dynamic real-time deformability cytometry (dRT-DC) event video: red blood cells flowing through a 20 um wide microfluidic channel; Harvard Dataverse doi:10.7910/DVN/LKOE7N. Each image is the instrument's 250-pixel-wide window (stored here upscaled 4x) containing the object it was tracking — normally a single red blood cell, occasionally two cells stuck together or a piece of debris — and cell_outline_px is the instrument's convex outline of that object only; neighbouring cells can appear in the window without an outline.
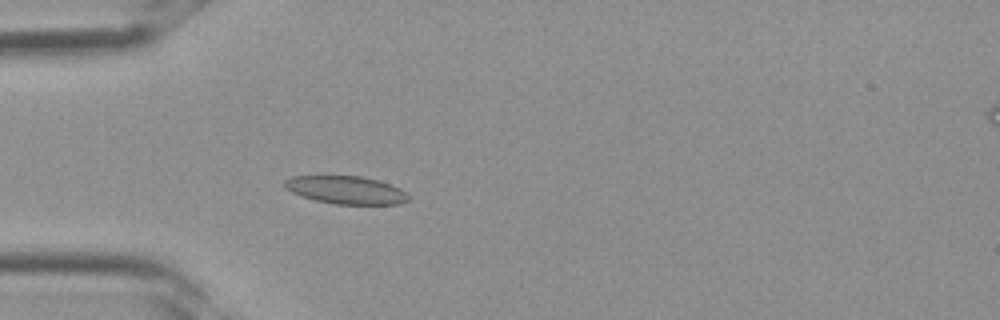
{"species": "Egyptian fruit bat (a non-hibernating species)", "species_latin": "Rousettus aegyptiacus", "temperature_condition": "room temperature", "stored_images_in_passage": 4, "camera_frame_rate_fps": 3000, "um_per_image_px": 0.085, "frame": {"image": 1, "passage_image": 4, "time_ms": 1.0, "image_size_px": [1000, 320], "cell_outline_px": [[412, 200], [400, 204], [332, 204], [300, 196], [284, 188], [284, 180], [292, 176], [360, 176], [376, 180], [400, 188], [412, 196]], "centroid_in_image_um": [29.44, 16.16], "position_along_channel_um": 55.6, "area_um2": 20.29}}